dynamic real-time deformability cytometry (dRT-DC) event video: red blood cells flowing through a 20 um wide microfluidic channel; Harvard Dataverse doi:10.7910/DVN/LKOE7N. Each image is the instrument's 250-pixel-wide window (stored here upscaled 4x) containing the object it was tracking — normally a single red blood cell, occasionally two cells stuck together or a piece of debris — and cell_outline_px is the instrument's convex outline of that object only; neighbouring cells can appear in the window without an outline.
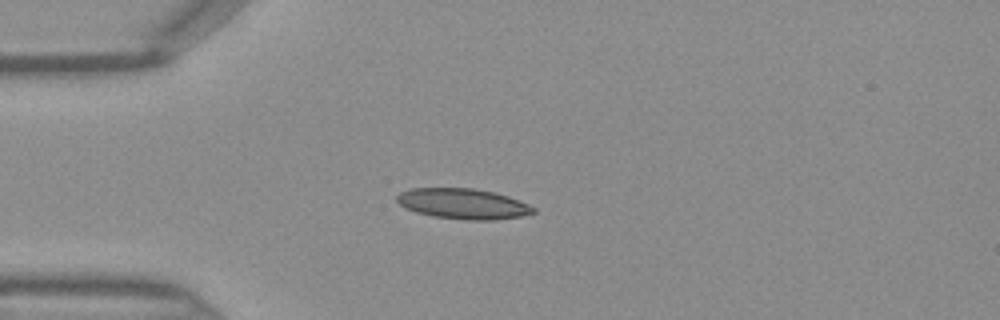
{"species": "Egyptian fruit bat (a non-hibernating species)", "species_latin": "Rousettus aegyptiacus", "temperature_condition": "warm", "stored_images_in_passage": 35, "camera_frame_rate_fps": 3000, "um_per_image_px": 0.085, "frame": {"image": 1, "passage_image": 1, "time_ms": 0.0, "image_size_px": [1000, 320], "cell_outline_px": [[536, 212], [520, 216], [496, 220], [468, 220], [432, 216], [416, 212], [400, 204], [396, 200], [396, 196], [400, 192], [412, 188], [472, 188], [492, 192], [508, 196], [528, 204], [536, 208]], "centroid_in_image_um": [39.37, 17.32], "position_along_channel_um": 45.6, "area_um2": 24.1}}
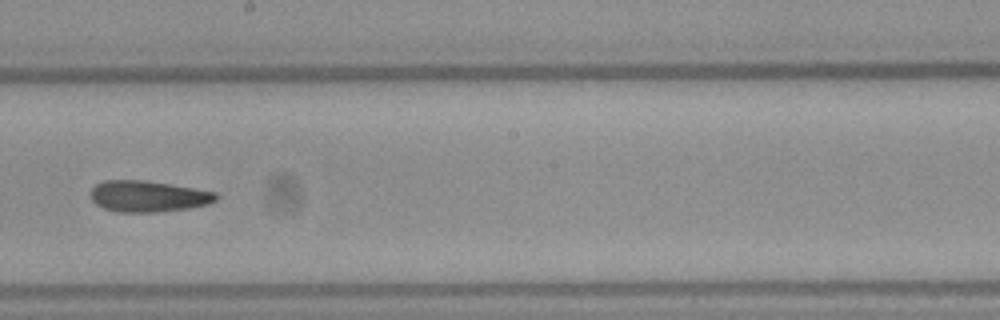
{"frame": {"image": 2, "passage_image": 15, "time_ms": 4.667, "image_size_px": [1000, 320], "cell_outline_px": [[220, 196], [216, 200], [208, 204], [188, 208], [156, 212], [116, 212], [104, 208], [96, 204], [92, 200], [92, 188], [96, 184], [104, 180], [144, 180], [216, 192]], "centroid_in_image_um": [12.59, 16.69], "position_along_channel_um": 235.6, "area_um2": 22.66}}
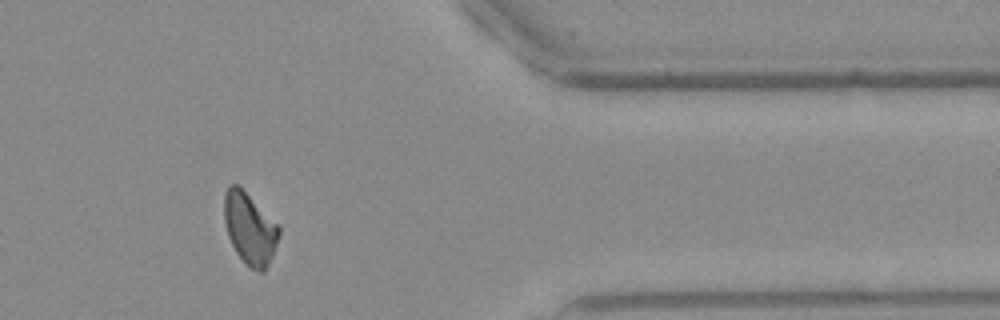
{"frame": {"image": 3, "passage_image": 27, "time_ms": 8.667, "image_size_px": [1000, 320], "cell_outline_px": [[280, 236], [272, 256], [264, 272], [260, 272], [252, 268], [236, 252], [228, 236], [224, 220], [224, 196], [228, 188], [232, 184], [240, 184], [280, 228]], "centroid_in_image_um": [21.23, 19.39], "position_along_channel_um": 390.2, "area_um2": 22.6}}